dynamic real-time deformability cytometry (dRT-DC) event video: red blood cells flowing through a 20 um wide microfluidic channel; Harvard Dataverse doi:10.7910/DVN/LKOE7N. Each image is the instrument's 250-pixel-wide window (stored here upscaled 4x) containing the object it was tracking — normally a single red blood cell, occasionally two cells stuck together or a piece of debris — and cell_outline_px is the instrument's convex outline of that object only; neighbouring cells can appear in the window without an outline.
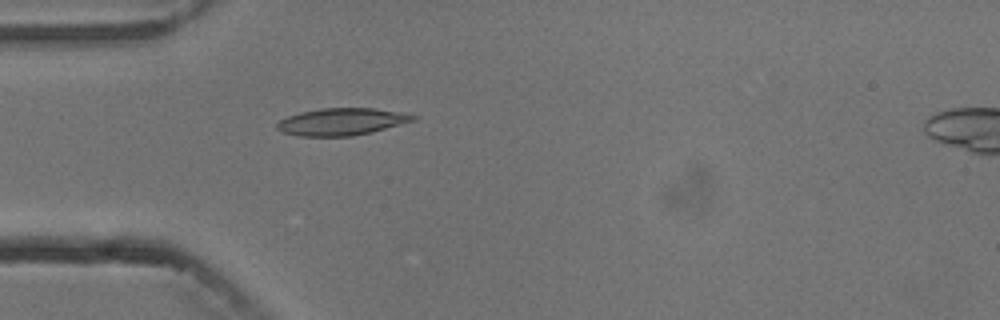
{"species": "common noctule bat (a hibernating species)", "species_latin": "Nyctalus noctula", "temperature_condition": "cold", "stored_images_in_passage": 1, "camera_frame_rate_fps": 3000, "um_per_image_px": 0.085, "animal": {"sex": "male", "body_mass_g": 13.3}, "frame": {"image": 1, "passage_image": 1, "time_ms": 0.0, "image_size_px": [1000, 320], "cell_outline_px": [[420, 116], [416, 120], [372, 132], [352, 136], [300, 136], [280, 132], [276, 128], [276, 124], [280, 120], [288, 116], [300, 112], [320, 108], [376, 108]], "centroid_in_image_um": [29.03, 10.34], "position_along_channel_um": 56.0, "area_um2": 21.62}}